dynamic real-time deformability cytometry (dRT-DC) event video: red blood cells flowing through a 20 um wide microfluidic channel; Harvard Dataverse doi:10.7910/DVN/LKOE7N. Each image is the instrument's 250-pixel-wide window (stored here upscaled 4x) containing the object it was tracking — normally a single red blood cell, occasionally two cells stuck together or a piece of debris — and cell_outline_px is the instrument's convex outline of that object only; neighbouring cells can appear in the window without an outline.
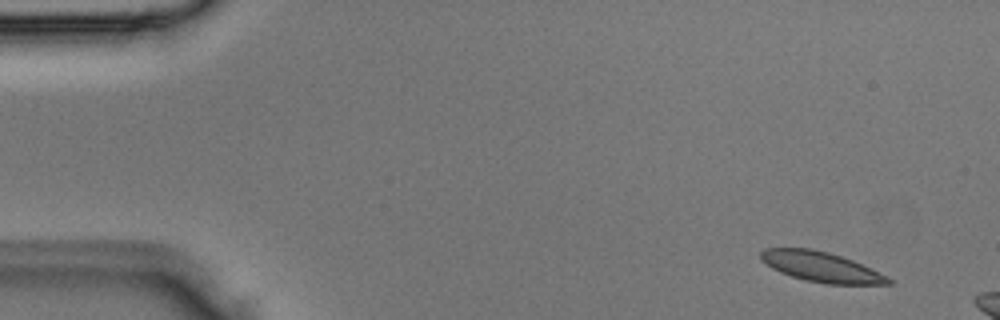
{"species": "Egyptian fruit bat (a non-hibernating species)", "species_latin": "Rousettus aegyptiacus", "temperature_condition": "room temperature", "stored_images_in_passage": 3, "camera_frame_rate_fps": 3000, "um_per_image_px": 0.085, "animal": {"sex": "male"}, "frame": {"image": 1, "passage_image": 1, "time_ms": 0.0, "image_size_px": [1000, 320], "cell_outline_px": [[892, 284], [828, 284], [804, 280], [780, 272], [772, 268], [760, 260], [760, 252], [764, 248], [812, 248], [828, 252], [852, 260], [872, 268], [892, 280]], "centroid_in_image_um": [69.77, 22.68], "position_along_channel_um": 15.2, "area_um2": 22.31}}